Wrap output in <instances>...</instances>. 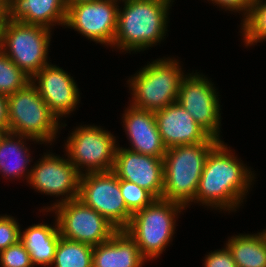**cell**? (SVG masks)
Instances as JSON below:
<instances>
[{
	"label": "cell",
	"instance_id": "7402d4cb",
	"mask_svg": "<svg viewBox=\"0 0 266 267\" xmlns=\"http://www.w3.org/2000/svg\"><path fill=\"white\" fill-rule=\"evenodd\" d=\"M237 267H266V229L257 234H238L228 239Z\"/></svg>",
	"mask_w": 266,
	"mask_h": 267
},
{
	"label": "cell",
	"instance_id": "5b68a950",
	"mask_svg": "<svg viewBox=\"0 0 266 267\" xmlns=\"http://www.w3.org/2000/svg\"><path fill=\"white\" fill-rule=\"evenodd\" d=\"M185 208L178 202L161 198L132 214L124 230L136 242L146 260L157 259L165 251L172 241L178 213Z\"/></svg>",
	"mask_w": 266,
	"mask_h": 267
},
{
	"label": "cell",
	"instance_id": "30bf717a",
	"mask_svg": "<svg viewBox=\"0 0 266 267\" xmlns=\"http://www.w3.org/2000/svg\"><path fill=\"white\" fill-rule=\"evenodd\" d=\"M51 211L56 215L60 236L69 240L96 246L107 242L118 231L104 216L78 198L59 204Z\"/></svg>",
	"mask_w": 266,
	"mask_h": 267
},
{
	"label": "cell",
	"instance_id": "d4e9b609",
	"mask_svg": "<svg viewBox=\"0 0 266 267\" xmlns=\"http://www.w3.org/2000/svg\"><path fill=\"white\" fill-rule=\"evenodd\" d=\"M31 78L0 50V94L6 96L23 89Z\"/></svg>",
	"mask_w": 266,
	"mask_h": 267
},
{
	"label": "cell",
	"instance_id": "ffe728a7",
	"mask_svg": "<svg viewBox=\"0 0 266 267\" xmlns=\"http://www.w3.org/2000/svg\"><path fill=\"white\" fill-rule=\"evenodd\" d=\"M55 226L48 224H34L21 231L20 240L31 256V261L35 265L48 267L52 265L56 248L60 238L57 219Z\"/></svg>",
	"mask_w": 266,
	"mask_h": 267
},
{
	"label": "cell",
	"instance_id": "9c48e42d",
	"mask_svg": "<svg viewBox=\"0 0 266 267\" xmlns=\"http://www.w3.org/2000/svg\"><path fill=\"white\" fill-rule=\"evenodd\" d=\"M78 199L118 230H124L131 221L132 213L125 205L120 180L113 171L81 174Z\"/></svg>",
	"mask_w": 266,
	"mask_h": 267
},
{
	"label": "cell",
	"instance_id": "d6986e66",
	"mask_svg": "<svg viewBox=\"0 0 266 267\" xmlns=\"http://www.w3.org/2000/svg\"><path fill=\"white\" fill-rule=\"evenodd\" d=\"M92 267H142L146 259L125 230H118L107 242L93 246Z\"/></svg>",
	"mask_w": 266,
	"mask_h": 267
},
{
	"label": "cell",
	"instance_id": "2e32d148",
	"mask_svg": "<svg viewBox=\"0 0 266 267\" xmlns=\"http://www.w3.org/2000/svg\"><path fill=\"white\" fill-rule=\"evenodd\" d=\"M154 115L166 148L202 143L210 137L178 102L156 110Z\"/></svg>",
	"mask_w": 266,
	"mask_h": 267
},
{
	"label": "cell",
	"instance_id": "8fae6325",
	"mask_svg": "<svg viewBox=\"0 0 266 267\" xmlns=\"http://www.w3.org/2000/svg\"><path fill=\"white\" fill-rule=\"evenodd\" d=\"M44 154L40 161H37L32 169L30 168L27 182L40 193L62 196L61 200L54 202L51 207L42 209L51 212L55 206L78 198L81 173L68 158L64 159L49 152Z\"/></svg>",
	"mask_w": 266,
	"mask_h": 267
},
{
	"label": "cell",
	"instance_id": "8992f818",
	"mask_svg": "<svg viewBox=\"0 0 266 267\" xmlns=\"http://www.w3.org/2000/svg\"><path fill=\"white\" fill-rule=\"evenodd\" d=\"M7 102L10 133L52 144L58 129L66 126L60 124L32 82L8 95Z\"/></svg>",
	"mask_w": 266,
	"mask_h": 267
},
{
	"label": "cell",
	"instance_id": "277c9868",
	"mask_svg": "<svg viewBox=\"0 0 266 267\" xmlns=\"http://www.w3.org/2000/svg\"><path fill=\"white\" fill-rule=\"evenodd\" d=\"M178 60L157 59L142 67L127 82L129 83L134 108L155 112L177 102L184 75Z\"/></svg>",
	"mask_w": 266,
	"mask_h": 267
},
{
	"label": "cell",
	"instance_id": "5bb4252c",
	"mask_svg": "<svg viewBox=\"0 0 266 267\" xmlns=\"http://www.w3.org/2000/svg\"><path fill=\"white\" fill-rule=\"evenodd\" d=\"M119 180H128L161 199L164 188L163 158L141 154L117 145L112 170Z\"/></svg>",
	"mask_w": 266,
	"mask_h": 267
},
{
	"label": "cell",
	"instance_id": "f546056e",
	"mask_svg": "<svg viewBox=\"0 0 266 267\" xmlns=\"http://www.w3.org/2000/svg\"><path fill=\"white\" fill-rule=\"evenodd\" d=\"M209 1V0H208ZM213 4L233 12H242L245 17L248 15L254 0H210ZM244 11V12H243Z\"/></svg>",
	"mask_w": 266,
	"mask_h": 267
},
{
	"label": "cell",
	"instance_id": "6da1fadb",
	"mask_svg": "<svg viewBox=\"0 0 266 267\" xmlns=\"http://www.w3.org/2000/svg\"><path fill=\"white\" fill-rule=\"evenodd\" d=\"M252 172L221 140L207 155L192 202L218 210L236 211L255 178Z\"/></svg>",
	"mask_w": 266,
	"mask_h": 267
},
{
	"label": "cell",
	"instance_id": "836d02e7",
	"mask_svg": "<svg viewBox=\"0 0 266 267\" xmlns=\"http://www.w3.org/2000/svg\"><path fill=\"white\" fill-rule=\"evenodd\" d=\"M6 132L4 130H0V139L3 137V135L5 134Z\"/></svg>",
	"mask_w": 266,
	"mask_h": 267
},
{
	"label": "cell",
	"instance_id": "3957f363",
	"mask_svg": "<svg viewBox=\"0 0 266 267\" xmlns=\"http://www.w3.org/2000/svg\"><path fill=\"white\" fill-rule=\"evenodd\" d=\"M219 142L209 137L205 142L166 149L162 199L188 207L195 199L207 155Z\"/></svg>",
	"mask_w": 266,
	"mask_h": 267
},
{
	"label": "cell",
	"instance_id": "484cf974",
	"mask_svg": "<svg viewBox=\"0 0 266 267\" xmlns=\"http://www.w3.org/2000/svg\"><path fill=\"white\" fill-rule=\"evenodd\" d=\"M120 190L125 205L132 214L144 209L156 199L149 191L128 180H120Z\"/></svg>",
	"mask_w": 266,
	"mask_h": 267
},
{
	"label": "cell",
	"instance_id": "52a82bcc",
	"mask_svg": "<svg viewBox=\"0 0 266 267\" xmlns=\"http://www.w3.org/2000/svg\"><path fill=\"white\" fill-rule=\"evenodd\" d=\"M51 30L7 20L0 35V50L32 78L48 63Z\"/></svg>",
	"mask_w": 266,
	"mask_h": 267
},
{
	"label": "cell",
	"instance_id": "4316f807",
	"mask_svg": "<svg viewBox=\"0 0 266 267\" xmlns=\"http://www.w3.org/2000/svg\"><path fill=\"white\" fill-rule=\"evenodd\" d=\"M1 267H34L31 256L19 240L0 252Z\"/></svg>",
	"mask_w": 266,
	"mask_h": 267
},
{
	"label": "cell",
	"instance_id": "83f0119b",
	"mask_svg": "<svg viewBox=\"0 0 266 267\" xmlns=\"http://www.w3.org/2000/svg\"><path fill=\"white\" fill-rule=\"evenodd\" d=\"M21 229L16 219L0 215V252L20 240Z\"/></svg>",
	"mask_w": 266,
	"mask_h": 267
},
{
	"label": "cell",
	"instance_id": "603a6c76",
	"mask_svg": "<svg viewBox=\"0 0 266 267\" xmlns=\"http://www.w3.org/2000/svg\"><path fill=\"white\" fill-rule=\"evenodd\" d=\"M93 246L60 236L53 267H92Z\"/></svg>",
	"mask_w": 266,
	"mask_h": 267
},
{
	"label": "cell",
	"instance_id": "7c38bea8",
	"mask_svg": "<svg viewBox=\"0 0 266 267\" xmlns=\"http://www.w3.org/2000/svg\"><path fill=\"white\" fill-rule=\"evenodd\" d=\"M213 85L205 75L190 73L181 81L177 102L211 137L221 141V109Z\"/></svg>",
	"mask_w": 266,
	"mask_h": 267
},
{
	"label": "cell",
	"instance_id": "4fadbf2b",
	"mask_svg": "<svg viewBox=\"0 0 266 267\" xmlns=\"http://www.w3.org/2000/svg\"><path fill=\"white\" fill-rule=\"evenodd\" d=\"M120 0H97L68 5L65 25L97 43L113 45ZM118 4V5H117Z\"/></svg>",
	"mask_w": 266,
	"mask_h": 267
},
{
	"label": "cell",
	"instance_id": "1f68e13d",
	"mask_svg": "<svg viewBox=\"0 0 266 267\" xmlns=\"http://www.w3.org/2000/svg\"><path fill=\"white\" fill-rule=\"evenodd\" d=\"M8 20V4L0 0V35Z\"/></svg>",
	"mask_w": 266,
	"mask_h": 267
},
{
	"label": "cell",
	"instance_id": "4dcf8cb0",
	"mask_svg": "<svg viewBox=\"0 0 266 267\" xmlns=\"http://www.w3.org/2000/svg\"><path fill=\"white\" fill-rule=\"evenodd\" d=\"M0 130L9 132L8 102L4 94H0Z\"/></svg>",
	"mask_w": 266,
	"mask_h": 267
},
{
	"label": "cell",
	"instance_id": "d6a6232c",
	"mask_svg": "<svg viewBox=\"0 0 266 267\" xmlns=\"http://www.w3.org/2000/svg\"><path fill=\"white\" fill-rule=\"evenodd\" d=\"M94 1H97V0H72L68 5H79L82 3H90Z\"/></svg>",
	"mask_w": 266,
	"mask_h": 267
},
{
	"label": "cell",
	"instance_id": "ac0fdd59",
	"mask_svg": "<svg viewBox=\"0 0 266 267\" xmlns=\"http://www.w3.org/2000/svg\"><path fill=\"white\" fill-rule=\"evenodd\" d=\"M67 8L64 0H12L8 4V19L51 30L55 24L65 26Z\"/></svg>",
	"mask_w": 266,
	"mask_h": 267
},
{
	"label": "cell",
	"instance_id": "ba28073f",
	"mask_svg": "<svg viewBox=\"0 0 266 267\" xmlns=\"http://www.w3.org/2000/svg\"><path fill=\"white\" fill-rule=\"evenodd\" d=\"M115 138L100 126L77 127L65 143L66 155L81 174L112 171L117 149Z\"/></svg>",
	"mask_w": 266,
	"mask_h": 267
},
{
	"label": "cell",
	"instance_id": "44dd1931",
	"mask_svg": "<svg viewBox=\"0 0 266 267\" xmlns=\"http://www.w3.org/2000/svg\"><path fill=\"white\" fill-rule=\"evenodd\" d=\"M30 139L37 141L29 136L5 133L0 139V172L4 177L23 178L28 181L31 170H27L30 160V152L24 142ZM18 139V140H17ZM25 140V141H24ZM26 174V175H25Z\"/></svg>",
	"mask_w": 266,
	"mask_h": 267
},
{
	"label": "cell",
	"instance_id": "f1b7e54d",
	"mask_svg": "<svg viewBox=\"0 0 266 267\" xmlns=\"http://www.w3.org/2000/svg\"><path fill=\"white\" fill-rule=\"evenodd\" d=\"M204 267H237L236 262L227 246L205 255Z\"/></svg>",
	"mask_w": 266,
	"mask_h": 267
},
{
	"label": "cell",
	"instance_id": "7a4b0ae2",
	"mask_svg": "<svg viewBox=\"0 0 266 267\" xmlns=\"http://www.w3.org/2000/svg\"><path fill=\"white\" fill-rule=\"evenodd\" d=\"M112 47L140 52L161 42L167 33L168 13L174 0H120Z\"/></svg>",
	"mask_w": 266,
	"mask_h": 267
},
{
	"label": "cell",
	"instance_id": "e0dca14e",
	"mask_svg": "<svg viewBox=\"0 0 266 267\" xmlns=\"http://www.w3.org/2000/svg\"><path fill=\"white\" fill-rule=\"evenodd\" d=\"M122 120L125 133L131 143V147L127 149L157 158H164L167 148L164 146L158 131L154 112L140 110L129 105L123 114Z\"/></svg>",
	"mask_w": 266,
	"mask_h": 267
},
{
	"label": "cell",
	"instance_id": "e575fe53",
	"mask_svg": "<svg viewBox=\"0 0 266 267\" xmlns=\"http://www.w3.org/2000/svg\"><path fill=\"white\" fill-rule=\"evenodd\" d=\"M6 4H9L11 0H3Z\"/></svg>",
	"mask_w": 266,
	"mask_h": 267
},
{
	"label": "cell",
	"instance_id": "9a60e30c",
	"mask_svg": "<svg viewBox=\"0 0 266 267\" xmlns=\"http://www.w3.org/2000/svg\"><path fill=\"white\" fill-rule=\"evenodd\" d=\"M31 82L59 120L75 111L80 103V92L73 77L56 65L44 66L31 78Z\"/></svg>",
	"mask_w": 266,
	"mask_h": 267
},
{
	"label": "cell",
	"instance_id": "cb8c5ba5",
	"mask_svg": "<svg viewBox=\"0 0 266 267\" xmlns=\"http://www.w3.org/2000/svg\"><path fill=\"white\" fill-rule=\"evenodd\" d=\"M241 33L245 46H252L266 39V1L254 0L246 17L242 19Z\"/></svg>",
	"mask_w": 266,
	"mask_h": 267
},
{
	"label": "cell",
	"instance_id": "d590c367",
	"mask_svg": "<svg viewBox=\"0 0 266 267\" xmlns=\"http://www.w3.org/2000/svg\"><path fill=\"white\" fill-rule=\"evenodd\" d=\"M66 3H67V5L72 1V0H64Z\"/></svg>",
	"mask_w": 266,
	"mask_h": 267
}]
</instances>
